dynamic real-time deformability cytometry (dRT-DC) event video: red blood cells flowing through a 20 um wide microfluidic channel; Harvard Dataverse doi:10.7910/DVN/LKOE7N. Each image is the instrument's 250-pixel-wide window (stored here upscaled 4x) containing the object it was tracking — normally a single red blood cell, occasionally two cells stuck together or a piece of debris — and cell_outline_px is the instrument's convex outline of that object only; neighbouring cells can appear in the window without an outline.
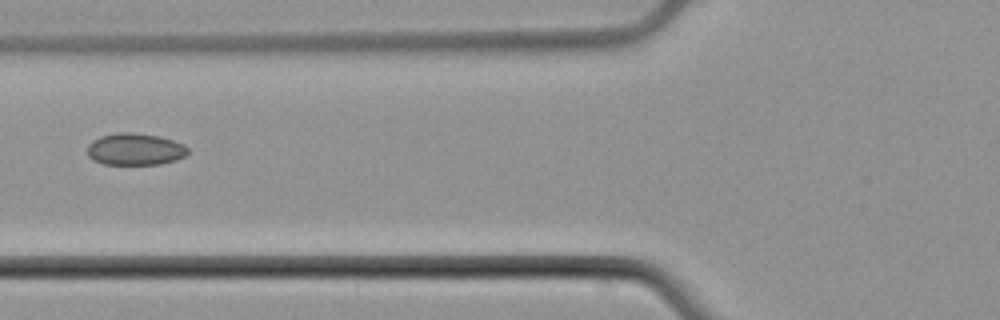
{"species": "common noctule bat (a hibernating species)", "species_latin": "Nyctalus noctula", "temperature_condition": "cold", "stored_images_in_passage": 2, "camera_frame_rate_fps": 3000, "um_per_image_px": 0.085, "animal": {"sex": "male", "body_mass_g": 21.5, "forearm_length_mm": 52.0}, "frame": {"image": 1, "passage_image": 2, "time_ms": 2.333, "image_size_px": [1000, 320], "cell_outline_px": [[188, 152], [184, 156], [176, 160], [160, 164], [104, 164], [92, 160], [88, 156], [88, 144], [92, 140], [100, 136], [116, 132], [132, 132], [160, 136], [184, 144], [188, 148]], "centroid_in_image_um": [11.46, 12.67], "position_along_channel_um": 114.3, "area_um2": 18.84}}